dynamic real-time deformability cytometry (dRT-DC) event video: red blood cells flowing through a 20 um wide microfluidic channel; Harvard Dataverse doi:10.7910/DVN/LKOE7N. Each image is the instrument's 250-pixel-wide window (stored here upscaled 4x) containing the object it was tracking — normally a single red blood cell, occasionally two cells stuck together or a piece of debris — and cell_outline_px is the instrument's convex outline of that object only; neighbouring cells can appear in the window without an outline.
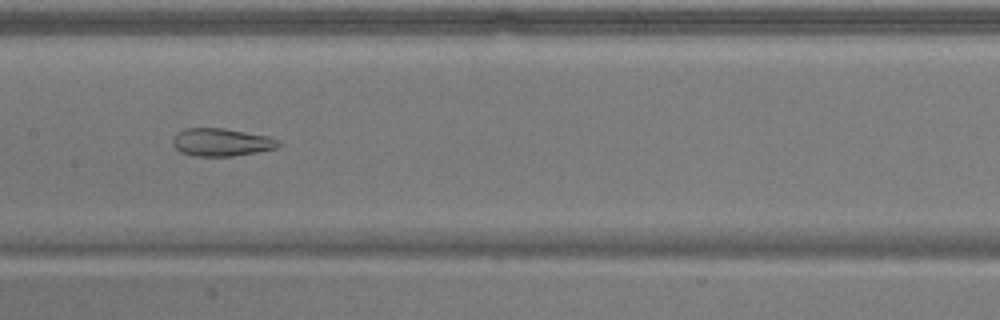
{"species": "common noctule bat (a hibernating species)", "species_latin": "Nyctalus noctula", "temperature_condition": "warm", "stored_images_in_passage": 39, "camera_frame_rate_fps": 3000, "um_per_image_px": 0.085, "animal": {"sex": "male", "body_mass_g": 17.9}, "frame": {"image": 1, "passage_image": 17, "time_ms": 5.333, "image_size_px": [1000, 320], "cell_outline_px": [[284, 144], [276, 148], [256, 152], [232, 156], [192, 156], [180, 152], [172, 144], [172, 140], [176, 132], [184, 128], [224, 128], [268, 136], [280, 140]], "centroid_in_image_um": [18.82, 12.08], "position_along_channel_um": 188.6, "area_um2": 17.34}}
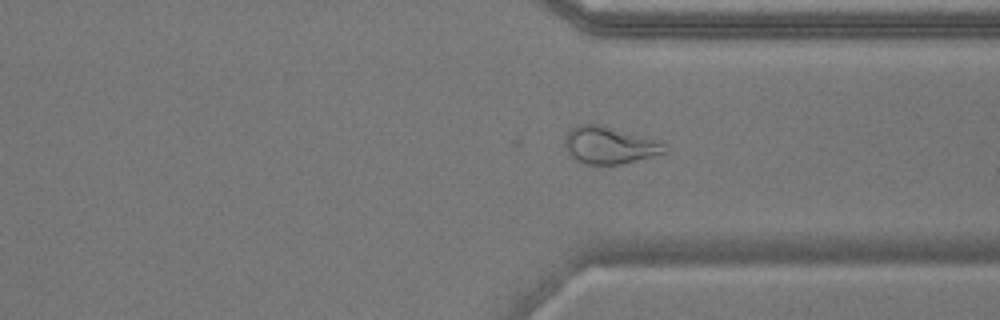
{"frame": {"image": 2, "passage_image": 31, "time_ms": 10.0, "image_size_px": [1000, 320], "cell_outline_px": [[668, 152], [620, 164], [588, 164], [576, 160], [568, 152], [564, 144], [564, 136], [568, 128], [576, 124], [596, 124], [664, 144], [668, 148]], "centroid_in_image_um": [51.69, 12.35], "position_along_channel_um": 359.7, "area_um2": 20.98}}
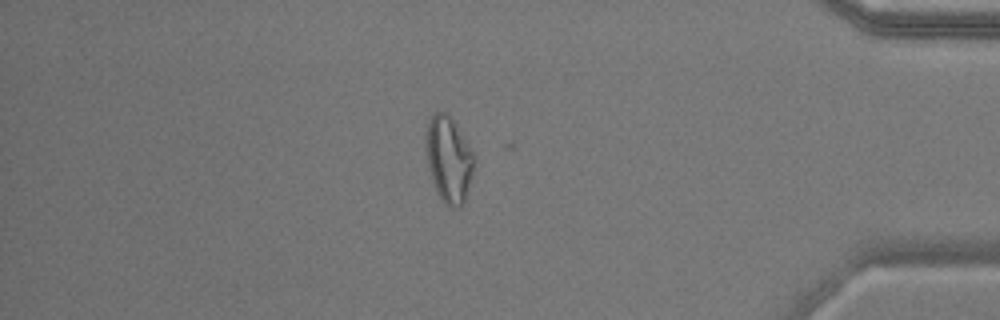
{"frame": {"image": 3, "passage_image": 37, "time_ms": 12.0, "image_size_px": [1000, 320], "cell_outline_px": [[472, 176], [464, 200], [456, 208], [452, 208], [444, 204], [432, 180], [428, 164], [428, 120], [436, 112], [444, 112], [452, 116], [468, 144], [472, 152]], "centroid_in_image_um": [38.16, 13.53], "position_along_channel_um": 397.0, "area_um2": 23.12}, "authors_computed_cell_mechanics": {"area_um2": 18.9584, "velocity_mm_per_s": 3.6692, "shape_relaxation_time_tau1_ms": null, "shape_relaxation_time_tau2_ms": 2.0456, "deformation_change_tau1": null, "deformation_change_tau2": 0.1051}}